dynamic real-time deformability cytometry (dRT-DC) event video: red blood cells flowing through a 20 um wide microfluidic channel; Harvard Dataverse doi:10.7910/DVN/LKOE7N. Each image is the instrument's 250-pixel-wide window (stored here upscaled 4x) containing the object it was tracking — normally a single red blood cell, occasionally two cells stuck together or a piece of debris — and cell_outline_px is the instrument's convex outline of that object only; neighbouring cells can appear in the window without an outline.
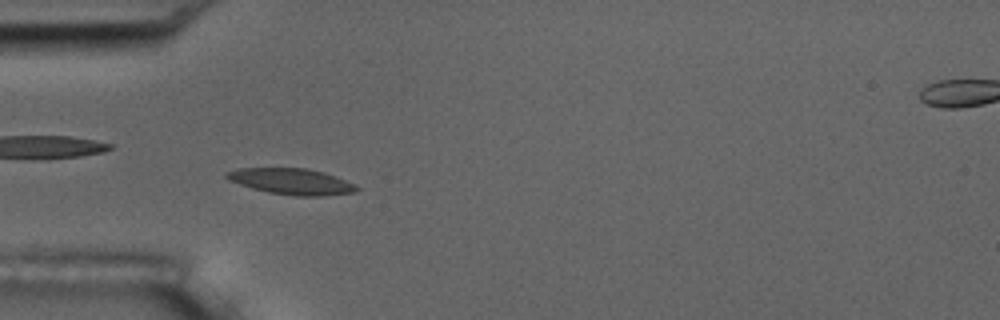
{"species": "common noctule bat (a hibernating species)", "species_latin": "Nyctalus noctula", "temperature_condition": "room temperature", "stored_images_in_passage": 8, "camera_frame_rate_fps": 3000, "um_per_image_px": 0.085, "animal": {"sex": "male", "body_mass_g": 17.5, "forearm_length_mm": 52.3}, "frame": {"image": 1, "passage_image": 6, "time_ms": 6.0, "image_size_px": [1000, 320], "cell_outline_px": [[360, 188], [356, 192], [324, 196], [296, 196], [268, 192], [252, 188], [228, 180], [224, 176], [224, 172], [240, 168], [308, 168], [324, 172], [356, 184]], "centroid_in_image_um": [24.79, 15.42], "position_along_channel_um": 60.2, "area_um2": 19.88}}